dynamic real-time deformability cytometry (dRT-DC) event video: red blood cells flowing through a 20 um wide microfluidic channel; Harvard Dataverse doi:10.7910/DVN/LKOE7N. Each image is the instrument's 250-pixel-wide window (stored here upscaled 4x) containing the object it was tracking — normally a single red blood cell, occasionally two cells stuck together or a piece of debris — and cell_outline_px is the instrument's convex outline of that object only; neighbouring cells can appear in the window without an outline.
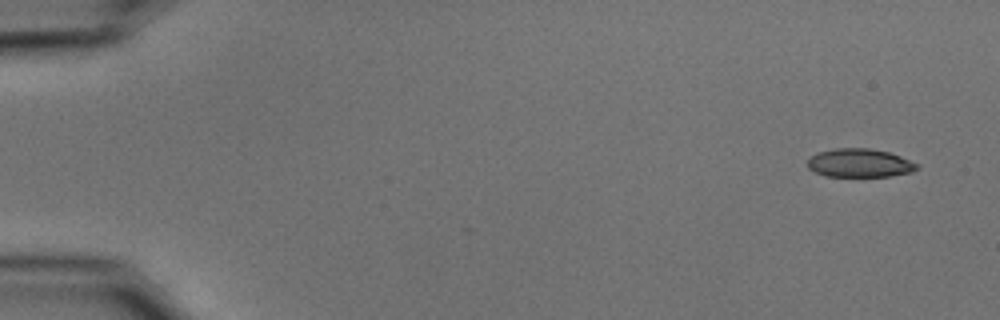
{"species": "common noctule bat (a hibernating species)", "species_latin": "Nyctalus noctula", "temperature_condition": "cold", "stored_images_in_passage": 6, "camera_frame_rate_fps": 3000, "um_per_image_px": 0.085, "animal": {"sex": "male", "body_mass_g": 15.6}, "frame": {"image": 1, "passage_image": 1, "time_ms": 0.0, "image_size_px": [1000, 320], "cell_outline_px": [[920, 168], [912, 172], [888, 176], [824, 176], [808, 168], [808, 156], [816, 152], [836, 148], [868, 148], [888, 152], [900, 156], [920, 164]], "centroid_in_image_um": [73.06, 13.85], "position_along_channel_um": 11.9, "area_um2": 18.32}}